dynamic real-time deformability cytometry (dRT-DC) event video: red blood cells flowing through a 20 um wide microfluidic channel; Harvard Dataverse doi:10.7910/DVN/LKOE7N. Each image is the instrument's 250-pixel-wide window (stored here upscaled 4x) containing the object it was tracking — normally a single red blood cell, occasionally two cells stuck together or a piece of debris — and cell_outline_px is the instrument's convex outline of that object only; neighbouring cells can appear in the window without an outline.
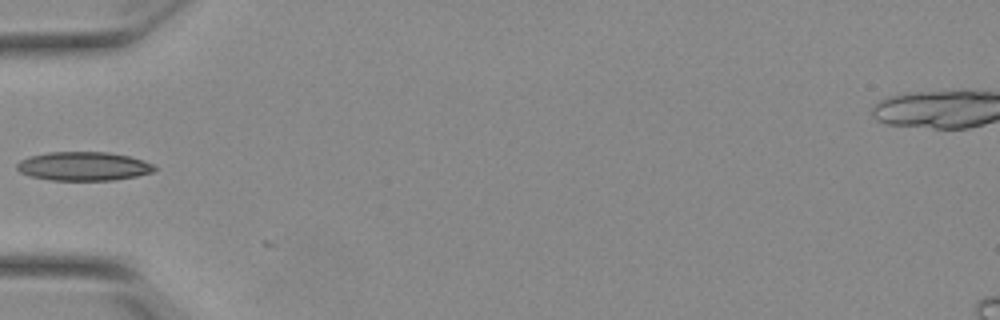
{"species": "Egyptian fruit bat (a non-hibernating species)", "species_latin": "Rousettus aegyptiacus", "temperature_condition": "warm", "stored_images_in_passage": 10, "camera_frame_rate_fps": 3000, "um_per_image_px": 0.085, "animal": {"sex": "female"}, "frame": {"image": 1, "passage_image": 2, "time_ms": 0.333, "image_size_px": [1000, 320], "cell_outline_px": [[156, 168], [152, 172], [136, 176], [112, 180], [52, 180], [28, 176], [20, 172], [16, 168], [16, 164], [20, 160], [28, 156], [48, 152], [108, 152], [128, 156], [152, 164]], "centroid_in_image_um": [7.03, 14.13], "position_along_channel_um": 78.0, "area_um2": 23.0}}
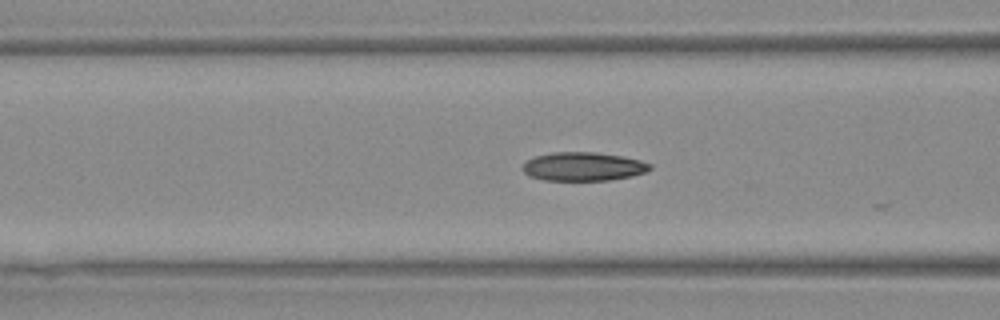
{"frame": {"image": 2, "passage_image": 5, "time_ms": 1.333, "image_size_px": [1000, 320], "cell_outline_px": [[652, 168], [644, 172], [632, 176], [608, 180], [544, 180], [528, 176], [520, 168], [528, 160], [536, 156], [552, 152], [596, 152], [620, 156], [640, 160], [652, 164]], "centroid_in_image_um": [49.56, 14.15], "position_along_channel_um": 117.0, "area_um2": 21.21}}
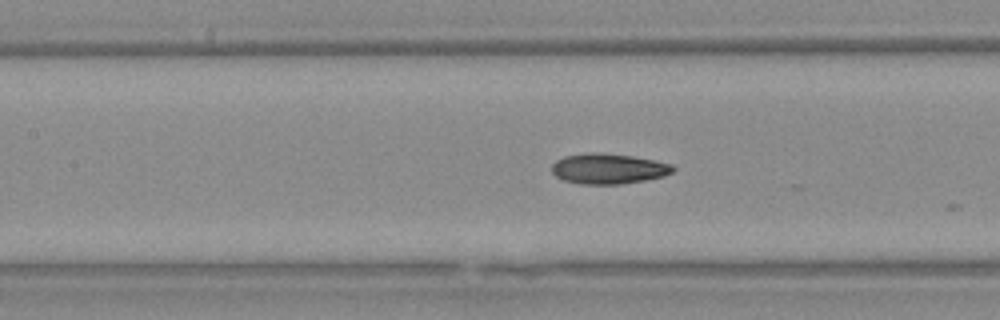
{"frame": {"image": 3, "passage_image": 8, "time_ms": 2.333, "image_size_px": [1000, 320], "cell_outline_px": [[676, 168], [672, 172], [664, 176], [644, 180], [620, 184], [580, 184], [564, 180], [556, 176], [552, 172], [552, 164], [556, 160], [564, 156], [592, 152], [600, 152], [632, 156], [656, 160], [672, 164]], "centroid_in_image_um": [51.72, 14.33], "position_along_channel_um": 155.7, "area_um2": 21.5}}